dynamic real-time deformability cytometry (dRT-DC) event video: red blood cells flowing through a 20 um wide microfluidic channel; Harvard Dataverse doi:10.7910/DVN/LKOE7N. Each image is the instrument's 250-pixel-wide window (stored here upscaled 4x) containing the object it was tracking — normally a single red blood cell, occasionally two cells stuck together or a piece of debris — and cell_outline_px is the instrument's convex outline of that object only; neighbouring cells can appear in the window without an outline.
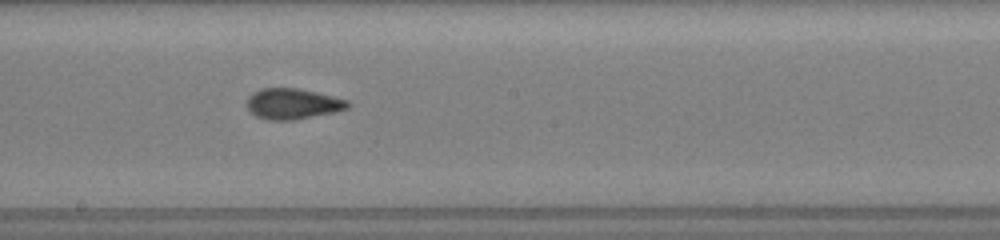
{"species": "common noctule bat (a hibernating species)", "species_latin": "Nyctalus noctula", "temperature_condition": "room temperature", "stored_images_in_passage": 43, "camera_frame_rate_fps": 3000, "um_per_image_px": 0.085, "animal": {"sex": "female", "body_mass_g": 19.5, "forearm_length_mm": 54.1}, "frame": {"image": 1, "passage_image": 24, "time_ms": 4.667, "image_size_px": [1000, 240], "cell_outline_px": [[352, 104], [348, 108], [332, 112], [292, 120], [268, 120], [256, 116], [244, 104], [248, 96], [252, 92], [260, 88], [296, 88], [316, 92], [348, 100]], "centroid_in_image_um": [24.83, 8.81], "position_along_channel_um": 223.4, "area_um2": 18.03}}
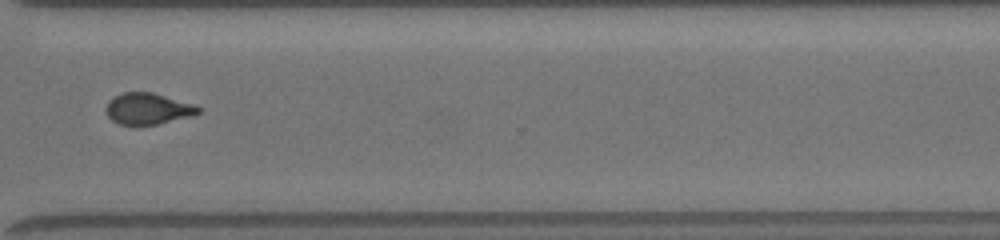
{"frame": {"image": 2, "passage_image": 42, "time_ms": 8.0, "image_size_px": [1000, 240], "cell_outline_px": [[204, 108], [200, 112], [192, 116], [156, 124], [120, 124], [112, 120], [108, 116], [108, 100], [112, 96], [124, 92], [152, 92], [192, 104]], "centroid_in_image_um": [12.6, 9.22], "position_along_channel_um": 358.0, "area_um2": 16.59}}